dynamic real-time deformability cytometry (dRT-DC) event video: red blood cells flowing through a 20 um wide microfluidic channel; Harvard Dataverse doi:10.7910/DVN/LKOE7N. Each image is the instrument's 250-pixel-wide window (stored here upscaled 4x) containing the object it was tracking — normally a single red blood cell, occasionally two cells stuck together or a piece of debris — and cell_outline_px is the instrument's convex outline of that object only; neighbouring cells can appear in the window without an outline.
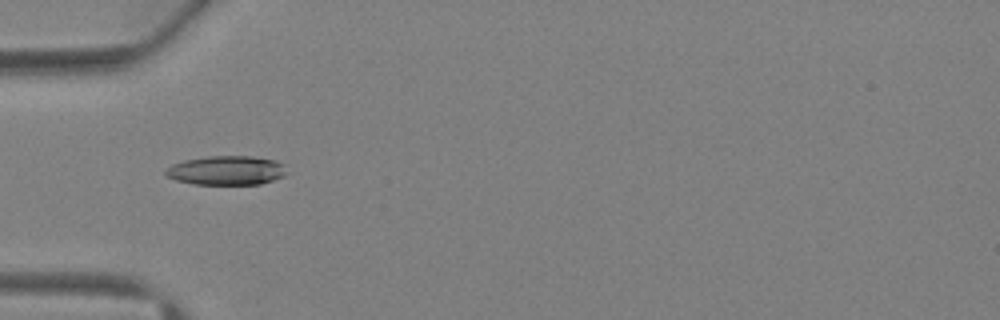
{"species": "Egyptian fruit bat (a non-hibernating species)", "species_latin": "Rousettus aegyptiacus", "temperature_condition": "warm", "stored_images_in_passage": 5, "camera_frame_rate_fps": 3000, "um_per_image_px": 0.085, "animal": {"sex": "female"}, "frame": {"image": 1, "passage_image": 4, "time_ms": 4.667, "image_size_px": [1000, 320], "cell_outline_px": [[284, 176], [260, 184], [192, 184], [176, 180], [168, 176], [164, 172], [172, 164], [184, 160], [208, 156], [252, 156], [276, 160], [284, 164]], "centroid_in_image_um": [19.24, 14.48], "position_along_channel_um": 65.8, "area_um2": 20.46}}
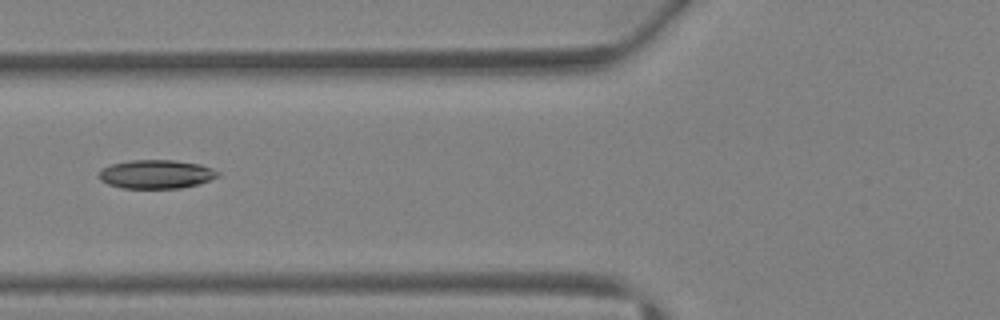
{"frame": {"image": 2, "passage_image": 5, "time_ms": 5.667, "image_size_px": [1000, 320], "cell_outline_px": [[220, 176], [200, 184], [180, 188], [124, 188], [108, 184], [100, 180], [96, 176], [96, 172], [100, 168], [112, 164], [128, 160], [176, 160], [200, 164], [212, 168], [220, 172]], "centroid_in_image_um": [13.25, 14.8], "position_along_channel_um": 112.5, "area_um2": 20.29}}